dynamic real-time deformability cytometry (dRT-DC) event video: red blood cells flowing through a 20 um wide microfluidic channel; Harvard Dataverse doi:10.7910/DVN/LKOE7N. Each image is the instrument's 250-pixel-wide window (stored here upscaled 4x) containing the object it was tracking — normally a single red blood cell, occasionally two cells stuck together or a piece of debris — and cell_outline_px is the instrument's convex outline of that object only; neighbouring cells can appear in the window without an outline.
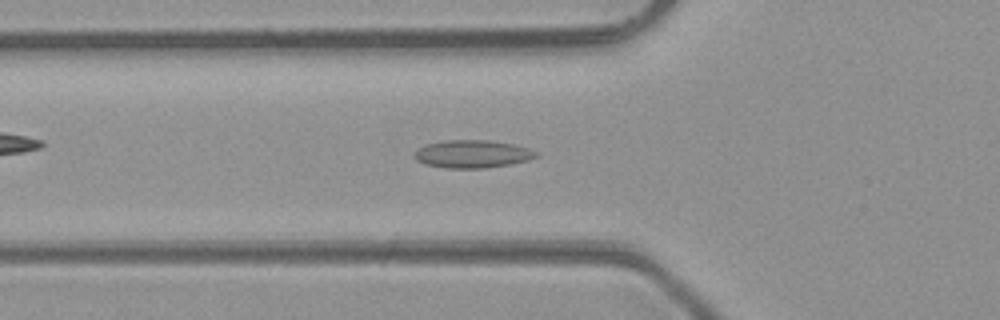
{"species": "common noctule bat (a hibernating species)", "species_latin": "Nyctalus noctula", "temperature_condition": "room temperature", "stored_images_in_passage": 47, "camera_frame_rate_fps": 3000, "um_per_image_px": 0.085, "animal": {"sex": "male", "body_mass_g": 23.1, "forearm_length_mm": 52.7}, "frame": {"image": 1, "passage_image": 16, "time_ms": 5.0, "image_size_px": [1000, 320], "cell_outline_px": [[540, 156], [528, 160], [512, 164], [484, 168], [444, 168], [424, 164], [416, 160], [416, 152], [420, 148], [428, 144], [444, 140], [488, 140], [512, 144], [528, 148], [540, 152]], "centroid_in_image_um": [40.22, 13.09], "position_along_channel_um": 85.6, "area_um2": 19.71}}
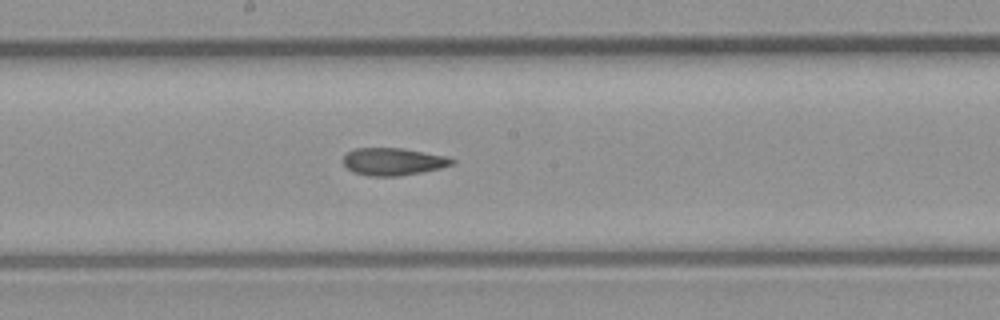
{"frame": {"image": 2, "passage_image": 25, "time_ms": 8.0, "image_size_px": [1000, 320], "cell_outline_px": [[456, 164], [424, 172], [400, 176], [368, 176], [352, 172], [340, 160], [348, 152], [356, 148], [404, 148], [448, 156], [456, 160]], "centroid_in_image_um": [33.45, 13.74], "position_along_channel_um": 214.7, "area_um2": 17.74}}
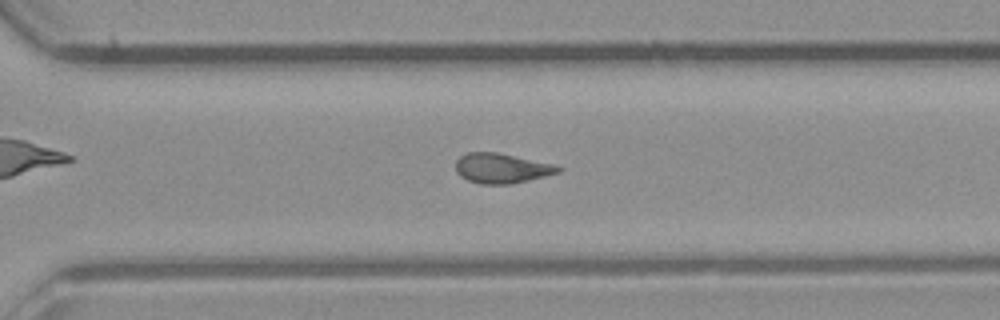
{"frame": {"image": 3, "passage_image": 33, "time_ms": 10.667, "image_size_px": [1000, 320], "cell_outline_px": [[564, 168], [560, 172], [512, 184], [480, 184], [468, 180], [460, 176], [456, 172], [456, 160], [460, 156], [468, 152], [496, 152], [552, 164]], "centroid_in_image_um": [42.61, 14.3], "position_along_channel_um": 328.0, "area_um2": 17.74}, "authors_computed_cell_mechanics": {"area_um2": 18.4382, "velocity_mm_per_s": 4.2651, "shape_relaxation_time_tau1_ms": null, "shape_relaxation_time_tau2_ms": 3.0876, "deformation_change_tau1": null, "deformation_change_tau2": 0.0877}}